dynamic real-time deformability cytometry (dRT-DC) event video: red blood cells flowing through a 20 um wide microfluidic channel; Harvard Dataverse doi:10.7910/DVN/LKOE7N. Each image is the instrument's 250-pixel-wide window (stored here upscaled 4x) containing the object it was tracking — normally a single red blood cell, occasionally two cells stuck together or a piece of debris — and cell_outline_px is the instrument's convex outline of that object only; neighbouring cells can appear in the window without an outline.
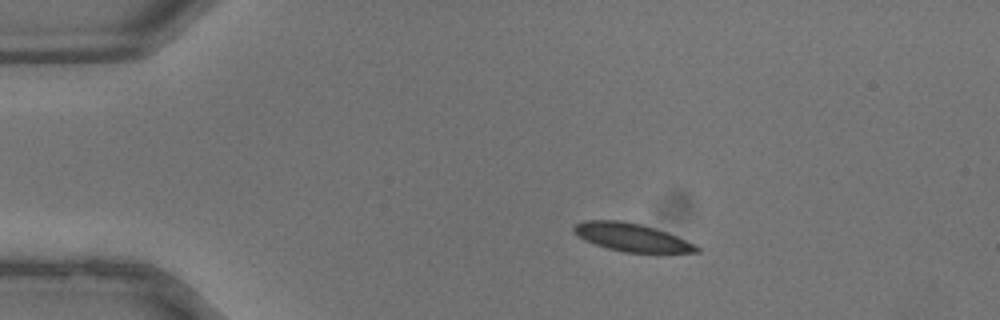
{"species": "common noctule bat (a hibernating species)", "species_latin": "Nyctalus noctula", "temperature_condition": "warm", "stored_images_in_passage": 37, "camera_frame_rate_fps": 3000, "um_per_image_px": 0.085, "animal": {"sex": "male", "body_mass_g": 13.3}, "frame": {"image": 1, "passage_image": 7, "time_ms": 2.0, "image_size_px": [1000, 320], "cell_outline_px": [[700, 252], [656, 256], [624, 252], [608, 248], [584, 240], [572, 232], [572, 228], [576, 224], [584, 220], [620, 220], [640, 224], [656, 228], [668, 232], [696, 244], [700, 248]], "centroid_in_image_um": [53.81, 20.23], "position_along_channel_um": 31.2, "area_um2": 21.15}}
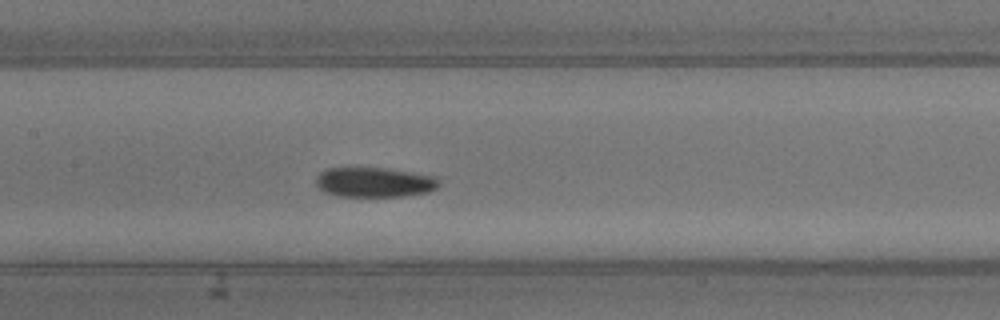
{"frame": {"image": 2, "passage_image": 18, "time_ms": 5.667, "image_size_px": [1000, 320], "cell_outline_px": [[440, 184], [436, 188], [428, 192], [404, 196], [336, 196], [324, 192], [316, 184], [316, 176], [320, 172], [328, 168], [384, 168], [412, 172], [436, 176], [440, 180]], "centroid_in_image_um": [31.83, 15.49], "position_along_channel_um": 175.6, "area_um2": 21.44}}
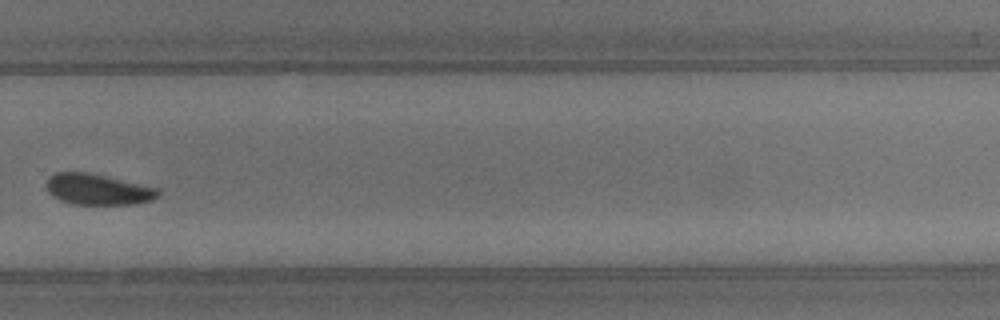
{"frame": {"image": 3, "passage_image": 26, "time_ms": 8.333, "image_size_px": [1000, 320], "cell_outline_px": [[160, 196], [152, 200], [132, 204], [72, 204], [60, 200], [52, 196], [48, 192], [44, 184], [48, 176], [56, 172], [88, 172], [160, 188]], "centroid_in_image_um": [8.29, 16.09], "position_along_channel_um": 321.5, "area_um2": 20.4}}